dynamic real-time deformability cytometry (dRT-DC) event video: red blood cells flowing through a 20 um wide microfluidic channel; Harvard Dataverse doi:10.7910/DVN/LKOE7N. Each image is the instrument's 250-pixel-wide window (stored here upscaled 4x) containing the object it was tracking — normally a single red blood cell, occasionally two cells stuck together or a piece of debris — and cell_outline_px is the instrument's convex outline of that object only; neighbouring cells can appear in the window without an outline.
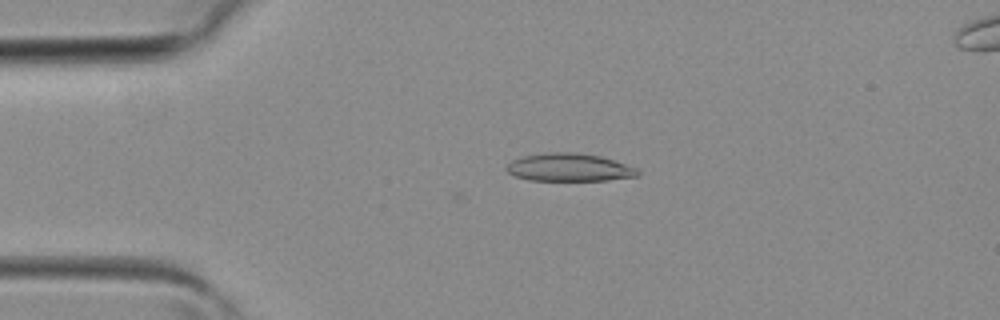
{"species": "common noctule bat (a hibernating species)", "species_latin": "Nyctalus noctula", "temperature_condition": "room temperature", "stored_images_in_passage": 2, "camera_frame_rate_fps": 3000, "um_per_image_px": 0.085, "animal": {"sex": "female", "body_mass_g": 19.3, "forearm_length_mm": 54.1}, "frame": {"image": 1, "passage_image": 2, "time_ms": 0.333, "image_size_px": [1000, 320], "cell_outline_px": [[640, 172], [636, 176], [608, 180], [528, 180], [516, 176], [508, 172], [504, 168], [512, 160], [524, 156], [552, 152], [576, 152], [600, 156], [636, 168]], "centroid_in_image_um": [48.35, 14.23], "position_along_channel_um": 36.6, "area_um2": 21.04}}